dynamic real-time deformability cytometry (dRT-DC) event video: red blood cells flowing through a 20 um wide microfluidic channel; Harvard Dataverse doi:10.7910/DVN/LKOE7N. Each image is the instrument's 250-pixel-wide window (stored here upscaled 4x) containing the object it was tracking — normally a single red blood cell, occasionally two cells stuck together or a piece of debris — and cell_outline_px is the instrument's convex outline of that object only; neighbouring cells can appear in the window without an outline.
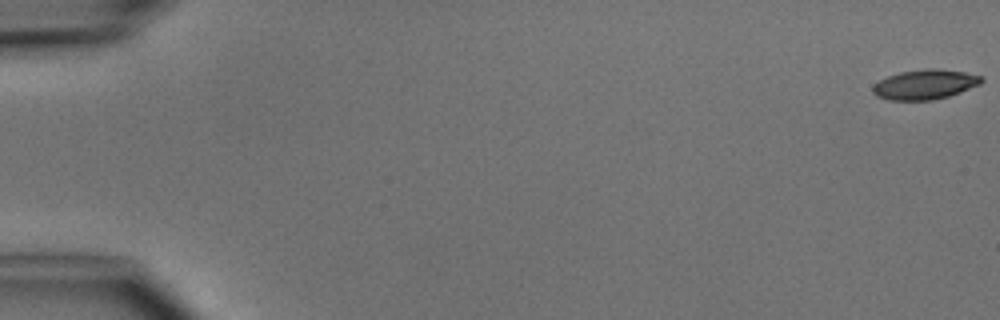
{"species": "common noctule bat (a hibernating species)", "species_latin": "Nyctalus noctula", "temperature_condition": "cold", "stored_images_in_passage": 5, "camera_frame_rate_fps": 3000, "um_per_image_px": 0.085, "animal": {"sex": "male", "body_mass_g": 15.6}, "frame": {"image": 1, "passage_image": 1, "time_ms": 0.0, "image_size_px": [1000, 320], "cell_outline_px": [[984, 80], [980, 84], [960, 92], [948, 96], [932, 100], [888, 100], [876, 96], [872, 92], [872, 88], [880, 80], [888, 76], [900, 72], [924, 68], [940, 68], [964, 72], [984, 76]], "centroid_in_image_um": [78.64, 7.17], "position_along_channel_um": 6.4, "area_um2": 18.96}}
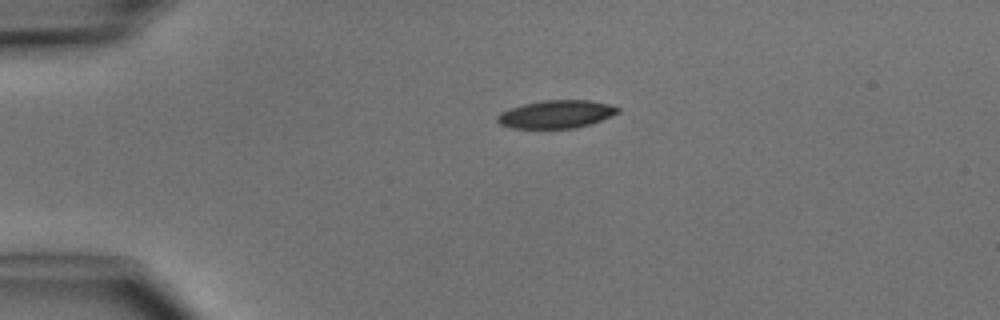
{"frame": {"image": 2, "passage_image": 4, "time_ms": 3.667, "image_size_px": [1000, 320], "cell_outline_px": [[620, 112], [612, 116], [588, 124], [572, 128], [512, 128], [500, 124], [496, 120], [496, 116], [500, 112], [524, 104], [544, 100], [588, 100], [608, 104], [620, 108]], "centroid_in_image_um": [47.27, 9.7], "position_along_channel_um": 37.7, "area_um2": 19.42}}